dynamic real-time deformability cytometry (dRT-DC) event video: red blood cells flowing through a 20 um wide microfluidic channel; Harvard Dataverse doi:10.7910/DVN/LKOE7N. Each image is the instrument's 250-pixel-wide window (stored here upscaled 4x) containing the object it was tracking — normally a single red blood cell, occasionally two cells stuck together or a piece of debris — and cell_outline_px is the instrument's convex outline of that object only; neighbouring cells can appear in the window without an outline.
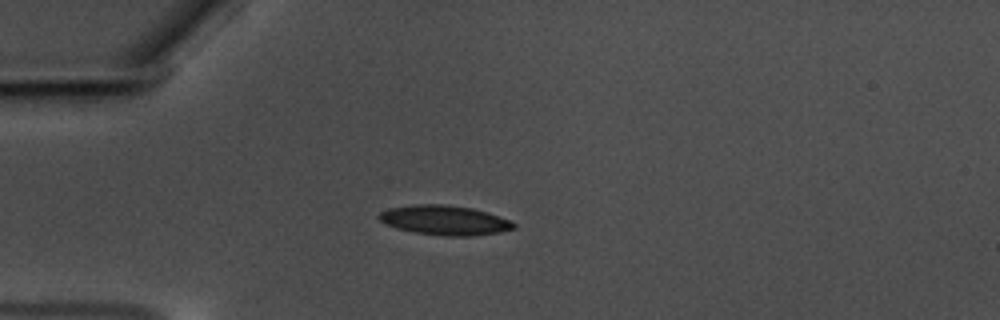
{"species": "common noctule bat (a hibernating species)", "species_latin": "Nyctalus noctula", "temperature_condition": "warm", "stored_images_in_passage": 43, "camera_frame_rate_fps": 3000, "um_per_image_px": 0.085, "animal": {"sex": "male", "body_mass_g": 17.5, "forearm_length_mm": 52.3}, "frame": {"image": 1, "passage_image": 1, "time_ms": 0.0, "image_size_px": [1000, 320], "cell_outline_px": [[516, 228], [500, 232], [472, 236], [444, 236], [416, 232], [396, 228], [380, 220], [376, 216], [380, 212], [388, 208], [412, 204], [448, 204], [472, 208], [488, 212], [508, 220], [516, 224]], "centroid_in_image_um": [37.79, 18.71], "position_along_channel_um": 47.2, "area_um2": 23.29}}
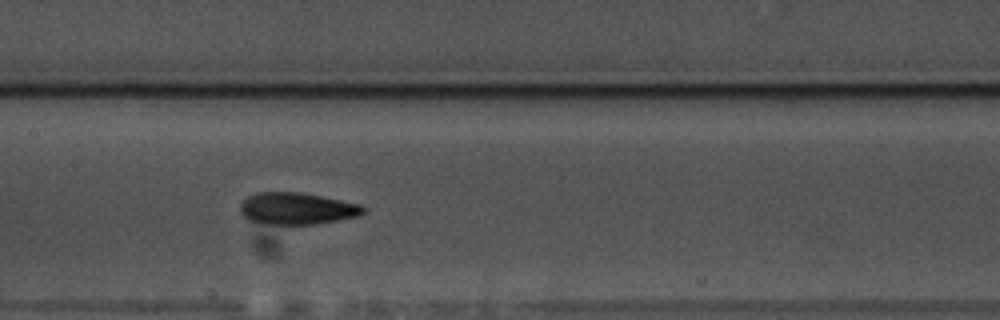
{"frame": {"image": 2, "passage_image": 14, "time_ms": 4.333, "image_size_px": [1000, 320], "cell_outline_px": [[368, 208], [360, 216], [316, 224], [268, 224], [248, 220], [240, 212], [240, 204], [248, 196], [256, 192], [300, 192], [360, 204]], "centroid_in_image_um": [25.24, 17.73], "position_along_channel_um": 182.2, "area_um2": 22.89}}
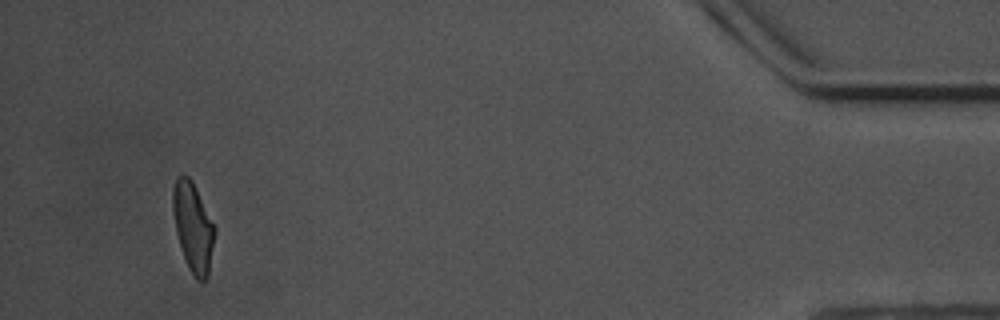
{"frame": {"image": 3, "passage_image": 40, "time_ms": 13.0, "image_size_px": [1000, 320], "cell_outline_px": [[216, 232], [208, 276], [204, 280], [200, 280], [192, 272], [184, 256], [176, 232], [172, 212], [172, 188], [176, 176], [184, 172], [192, 180], [216, 228]], "centroid_in_image_um": [16.4, 19.2], "position_along_channel_um": 418.8, "area_um2": 21.68}, "authors_computed_cell_mechanics": {"area_um2": 22.6576, "velocity_mm_per_s": 3.5397, "shape_relaxation_time_tau1_ms": 5.5563, "shape_relaxation_time_tau2_ms": 2.7367, "deformation_change_tau1": 0.1605, "deformation_change_tau2": 0.0818}}